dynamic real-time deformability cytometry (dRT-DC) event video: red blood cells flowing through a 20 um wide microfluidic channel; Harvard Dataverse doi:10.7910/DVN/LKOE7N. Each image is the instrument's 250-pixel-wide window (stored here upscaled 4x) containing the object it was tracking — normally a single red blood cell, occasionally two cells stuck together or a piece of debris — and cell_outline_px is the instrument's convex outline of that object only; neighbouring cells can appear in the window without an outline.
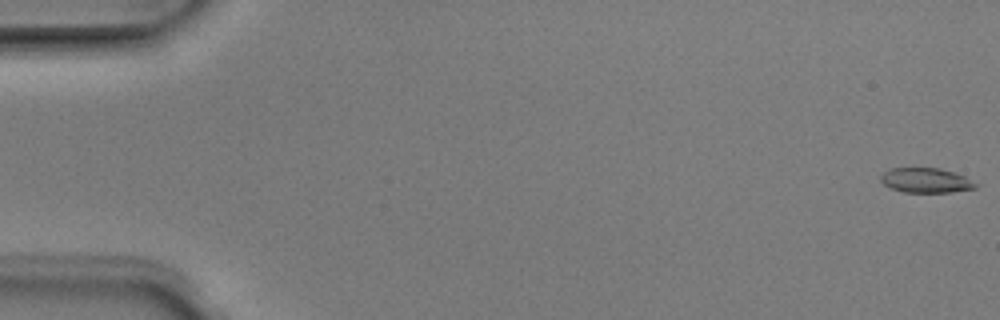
{"species": "Egyptian fruit bat (a non-hibernating species)", "species_latin": "Rousettus aegyptiacus", "temperature_condition": "room temperature", "stored_images_in_passage": 5, "camera_frame_rate_fps": 3000, "um_per_image_px": 0.085, "animal": {"sex": "male"}, "frame": {"image": 1, "passage_image": 1, "time_ms": 0.0, "image_size_px": [1000, 320], "cell_outline_px": [[980, 184], [976, 188], [952, 192], [904, 192], [892, 188], [884, 184], [880, 180], [880, 176], [884, 172], [892, 168], [940, 168], [964, 176]], "centroid_in_image_um": [78.73, 15.33], "position_along_channel_um": 6.3, "area_um2": 13.64}}
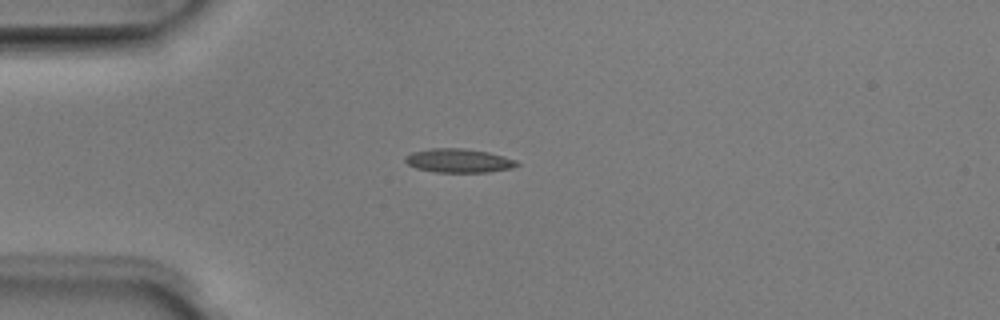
{"frame": {"image": 2, "passage_image": 4, "time_ms": 1.0, "image_size_px": [1000, 320], "cell_outline_px": [[520, 164], [512, 168], [488, 172], [436, 172], [416, 168], [408, 164], [404, 160], [404, 156], [412, 152], [432, 148], [464, 148], [488, 152], [504, 156], [516, 160]], "centroid_in_image_um": [38.99, 13.65], "position_along_channel_um": 46.0, "area_um2": 15.55}}